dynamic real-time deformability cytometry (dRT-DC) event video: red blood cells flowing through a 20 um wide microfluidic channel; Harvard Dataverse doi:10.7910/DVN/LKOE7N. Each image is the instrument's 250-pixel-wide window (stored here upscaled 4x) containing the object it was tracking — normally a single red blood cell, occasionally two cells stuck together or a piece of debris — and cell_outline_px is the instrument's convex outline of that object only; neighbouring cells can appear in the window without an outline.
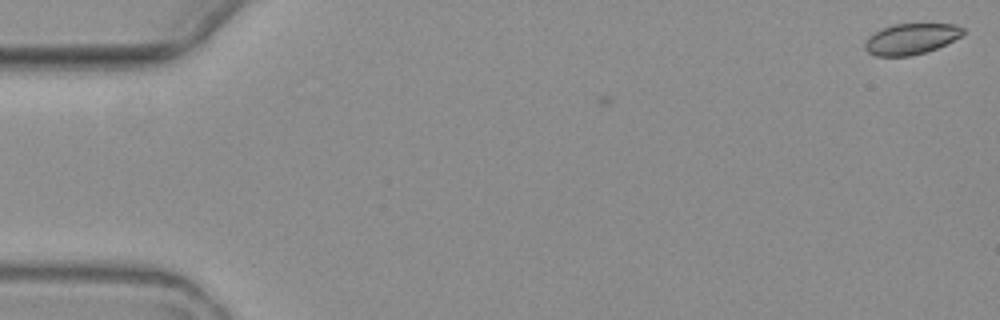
{"species": "common noctule bat (a hibernating species)", "species_latin": "Nyctalus noctula", "temperature_condition": "warm", "stored_images_in_passage": 4, "camera_frame_rate_fps": 3000, "um_per_image_px": 0.085, "animal": {"sex": "female", "body_mass_g": 19.3, "forearm_length_mm": 54.1}, "frame": {"image": 1, "passage_image": 1, "time_ms": 0.0, "image_size_px": [1000, 320], "cell_outline_px": [[964, 32], [960, 36], [936, 48], [924, 52], [908, 56], [876, 56], [868, 52], [864, 48], [864, 44], [868, 36], [884, 28], [896, 24], [956, 24], [964, 28]], "centroid_in_image_um": [77.42, 3.31], "position_along_channel_um": 7.6, "area_um2": 17.34}}